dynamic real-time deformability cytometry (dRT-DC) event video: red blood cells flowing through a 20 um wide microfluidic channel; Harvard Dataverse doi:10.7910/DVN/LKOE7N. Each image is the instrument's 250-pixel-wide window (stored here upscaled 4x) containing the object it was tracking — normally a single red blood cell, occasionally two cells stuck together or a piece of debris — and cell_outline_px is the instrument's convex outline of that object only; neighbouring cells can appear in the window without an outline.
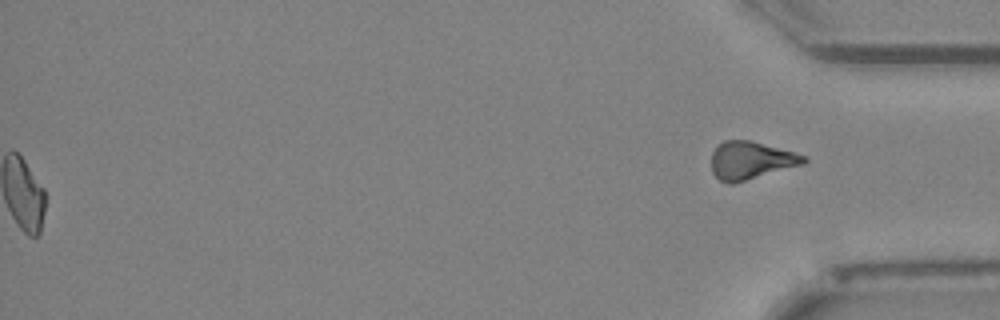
{"species": "Egyptian fruit bat (a non-hibernating species)", "species_latin": "Rousettus aegyptiacus", "temperature_condition": "cold", "stored_images_in_passage": 52, "segment_of_instrument_passage": [2, 2], "camera_frame_rate_fps": 3000, "um_per_image_px": 0.085, "animal": {"sex": "female"}, "frame": {"image": 1, "passage_image": 52, "time_ms": 17.0, "image_size_px": [1000, 320], "cell_outline_px": [[808, 160], [804, 164], [732, 184], [728, 184], [720, 180], [712, 172], [712, 152], [724, 140], [752, 140], [808, 156]], "centroid_in_image_um": [63.85, 13.63], "position_along_channel_um": 371.4, "area_um2": 20.35}}